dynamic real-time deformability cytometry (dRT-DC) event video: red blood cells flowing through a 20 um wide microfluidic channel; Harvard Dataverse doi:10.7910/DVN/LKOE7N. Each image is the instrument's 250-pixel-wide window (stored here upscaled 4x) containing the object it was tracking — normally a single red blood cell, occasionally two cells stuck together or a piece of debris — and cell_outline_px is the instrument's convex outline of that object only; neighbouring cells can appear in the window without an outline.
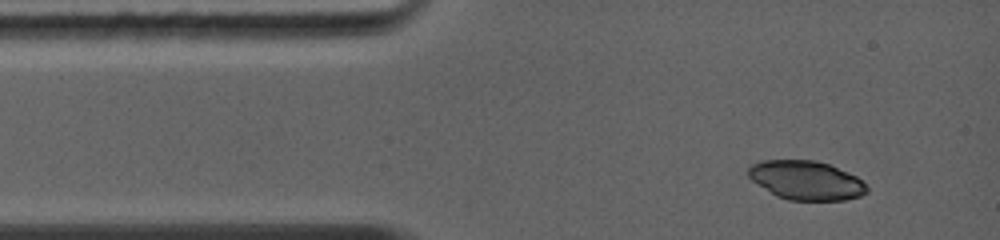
{"species": "common noctule bat (a hibernating species)", "species_latin": "Nyctalus noctula", "temperature_condition": "warm", "stored_images_in_passage": 62, "camera_frame_rate_fps": 5000, "um_per_image_px": 0.085, "animal": {"sex": "female", "body_mass_g": 19.0, "forearm_length_mm": 56.7}, "frame": {"image": 1, "passage_image": 1, "time_ms": 0.0, "image_size_px": [1000, 240], "cell_outline_px": [[868, 192], [860, 196], [844, 200], [788, 200], [776, 196], [752, 180], [748, 176], [748, 168], [752, 164], [760, 160], [816, 160], [828, 164], [848, 172], [856, 176], [868, 188]], "centroid_in_image_um": [68.51, 15.32], "position_along_channel_um": 16.5, "area_um2": 26.88}}
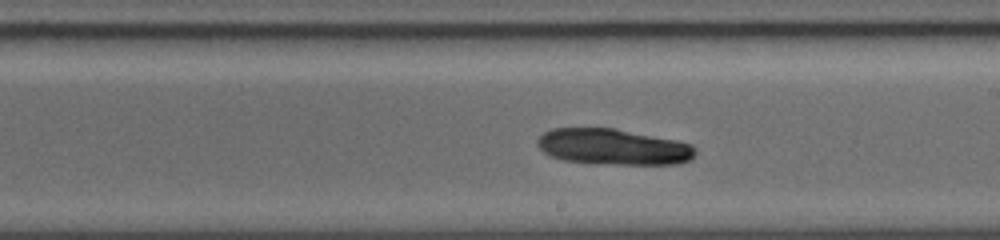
{"frame": {"image": 2, "passage_image": 36, "time_ms": 6.0, "image_size_px": [1000, 240], "cell_outline_px": [[696, 152], [688, 160], [676, 164], [596, 164], [564, 160], [548, 156], [536, 144], [536, 140], [544, 132], [552, 128], [612, 128], [676, 140], [692, 144], [696, 148]], "centroid_in_image_um": [52.08, 12.49], "position_along_channel_um": 236.9, "area_um2": 33.12}}
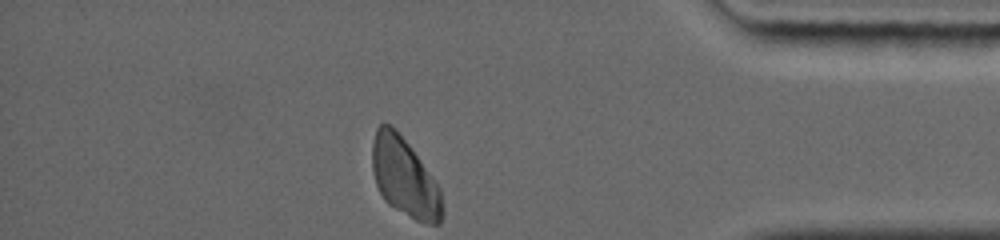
{"frame": {"image": 3, "passage_image": 62, "time_ms": 10.4, "image_size_px": [1000, 240], "cell_outline_px": [[440, 224], [428, 224], [416, 220], [388, 204], [384, 200], [376, 184], [372, 168], [372, 144], [376, 128], [380, 124], [388, 124], [396, 128], [408, 144], [440, 188]], "centroid_in_image_um": [34.34, 15.05], "position_along_channel_um": 400.9, "area_um2": 31.39}}